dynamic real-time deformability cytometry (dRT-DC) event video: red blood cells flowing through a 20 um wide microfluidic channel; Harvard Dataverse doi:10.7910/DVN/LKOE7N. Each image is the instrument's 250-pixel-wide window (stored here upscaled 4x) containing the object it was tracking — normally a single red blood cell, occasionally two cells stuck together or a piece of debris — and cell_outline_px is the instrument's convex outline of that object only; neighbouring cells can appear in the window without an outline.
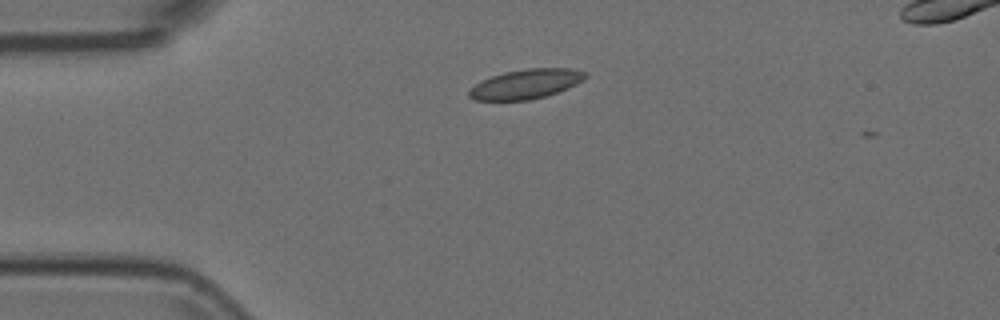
{"species": "Egyptian fruit bat (a non-hibernating species)", "species_latin": "Rousettus aegyptiacus", "temperature_condition": "room temperature", "stored_images_in_passage": 7, "camera_frame_rate_fps": 3000, "um_per_image_px": 0.085, "animal": {"sex": "female"}, "frame": {"image": 1, "passage_image": 3, "time_ms": 0.667, "image_size_px": [1000, 320], "cell_outline_px": [[588, 76], [584, 80], [568, 88], [544, 96], [528, 100], [472, 100], [468, 96], [468, 92], [480, 80], [504, 72], [528, 68], [572, 68], [584, 72]], "centroid_in_image_um": [44.7, 7.13], "position_along_channel_um": 40.3, "area_um2": 19.94}}